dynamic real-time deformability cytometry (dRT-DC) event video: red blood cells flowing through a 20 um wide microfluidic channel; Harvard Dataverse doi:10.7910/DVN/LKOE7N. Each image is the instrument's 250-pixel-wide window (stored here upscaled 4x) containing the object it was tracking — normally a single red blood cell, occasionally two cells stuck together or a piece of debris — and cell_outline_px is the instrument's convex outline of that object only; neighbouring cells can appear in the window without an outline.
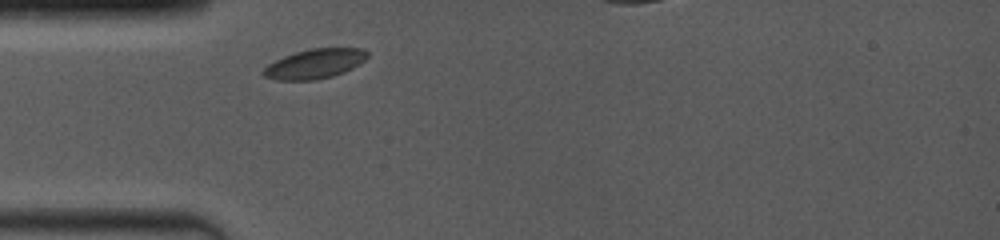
{"species": "common noctule bat (a hibernating species)", "species_latin": "Nyctalus noctula", "temperature_condition": "room temperature", "stored_images_in_passage": 12, "camera_frame_rate_fps": 4000, "um_per_image_px": 0.085, "animal": {"sex": "female", "body_mass_g": 19.0, "forearm_length_mm": 53.3}, "frame": {"image": 1, "passage_image": 1, "time_ms": 0.0, "image_size_px": [1000, 240], "cell_outline_px": [[368, 56], [360, 64], [344, 72], [332, 76], [316, 80], [276, 80], [264, 76], [260, 72], [268, 64], [284, 56], [296, 52], [312, 48], [364, 48], [368, 52]], "centroid_in_image_um": [26.76, 5.42], "position_along_channel_um": 58.2, "area_um2": 17.98}}
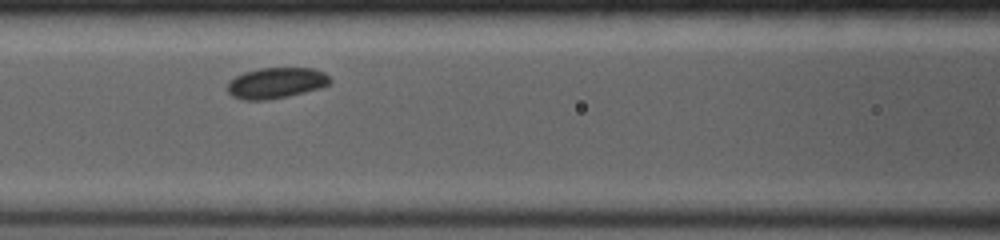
{"frame": {"image": 2, "passage_image": 7, "time_ms": 2.25, "image_size_px": [1000, 240], "cell_outline_px": [[332, 80], [324, 88], [288, 96], [268, 100], [244, 100], [232, 96], [228, 92], [228, 84], [236, 76], [244, 72], [260, 68], [312, 68], [324, 72]], "centroid_in_image_um": [23.51, 7.06], "position_along_channel_um": 143.1, "area_um2": 18.5}}
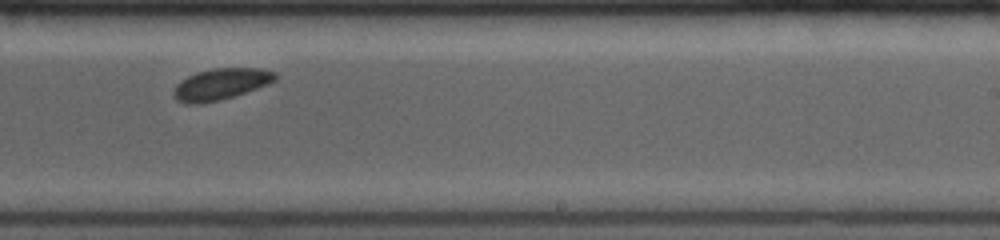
{"frame": {"image": 3, "passage_image": 11, "time_ms": 5.5, "image_size_px": [1000, 240], "cell_outline_px": [[276, 80], [268, 84], [220, 100], [200, 104], [184, 104], [176, 100], [172, 96], [172, 92], [176, 84], [180, 80], [196, 72], [212, 68], [264, 68], [276, 72]], "centroid_in_image_um": [18.72, 7.15], "position_along_channel_um": 270.3, "area_um2": 18.73}}